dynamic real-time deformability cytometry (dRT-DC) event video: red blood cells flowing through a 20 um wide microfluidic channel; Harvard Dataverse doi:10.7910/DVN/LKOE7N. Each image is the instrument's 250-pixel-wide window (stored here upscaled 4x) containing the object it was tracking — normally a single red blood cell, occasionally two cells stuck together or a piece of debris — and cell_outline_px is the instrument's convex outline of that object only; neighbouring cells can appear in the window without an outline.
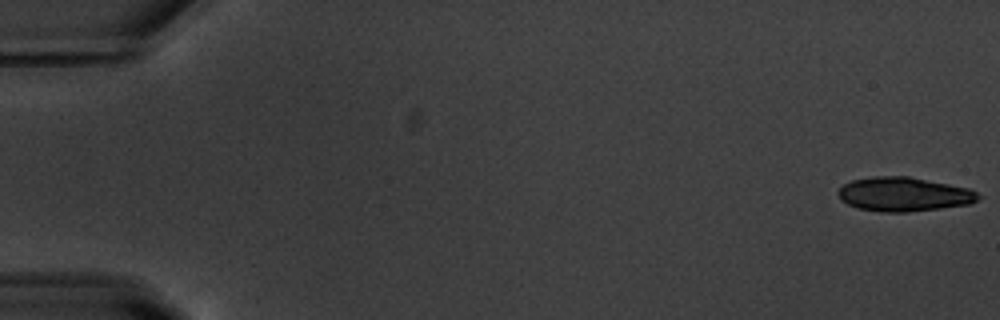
{"species": "common noctule bat (a hibernating species)", "species_latin": "Nyctalus noctula", "temperature_condition": "warm", "stored_images_in_passage": 55, "segment_of_instrument_passage": [1, 2], "camera_frame_rate_fps": 3000, "um_per_image_px": 0.085, "animal": {"sex": "male", "body_mass_g": 20.1, "forearm_length_mm": 53.5}, "frame": {"image": 1, "passage_image": 1, "time_ms": 0.0, "image_size_px": [1000, 320], "cell_outline_px": [[984, 196], [968, 204], [940, 208], [908, 212], [880, 212], [860, 208], [848, 204], [840, 200], [836, 192], [844, 184], [852, 180], [872, 176], [908, 176], [968, 188]], "centroid_in_image_um": [76.8, 16.51], "position_along_channel_um": 8.2, "area_um2": 27.8}}